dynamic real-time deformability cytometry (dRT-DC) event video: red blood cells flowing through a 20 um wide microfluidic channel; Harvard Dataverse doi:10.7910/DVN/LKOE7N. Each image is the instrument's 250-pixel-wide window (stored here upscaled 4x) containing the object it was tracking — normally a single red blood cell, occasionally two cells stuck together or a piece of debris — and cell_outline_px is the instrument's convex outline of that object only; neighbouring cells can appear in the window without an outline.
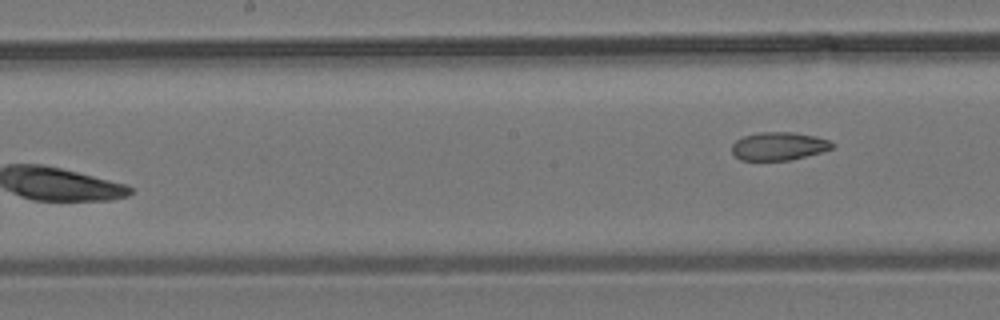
{"species": "common noctule bat (a hibernating species)", "species_latin": "Nyctalus noctula", "temperature_condition": "room temperature", "stored_images_in_passage": 6, "camera_frame_rate_fps": 3000, "um_per_image_px": 0.085, "animal": {"sex": "male", "body_mass_g": 19.2, "forearm_length_mm": 51.8}, "frame": {"image": 1, "passage_image": 6, "time_ms": 6.0, "image_size_px": [1000, 320], "cell_outline_px": [[836, 144], [832, 148], [820, 152], [788, 160], [740, 160], [732, 152], [732, 144], [736, 140], [744, 136], [760, 132], [792, 132], [812, 136], [828, 140]], "centroid_in_image_um": [66.16, 12.42], "position_along_channel_um": 182.0, "area_um2": 16.18}}